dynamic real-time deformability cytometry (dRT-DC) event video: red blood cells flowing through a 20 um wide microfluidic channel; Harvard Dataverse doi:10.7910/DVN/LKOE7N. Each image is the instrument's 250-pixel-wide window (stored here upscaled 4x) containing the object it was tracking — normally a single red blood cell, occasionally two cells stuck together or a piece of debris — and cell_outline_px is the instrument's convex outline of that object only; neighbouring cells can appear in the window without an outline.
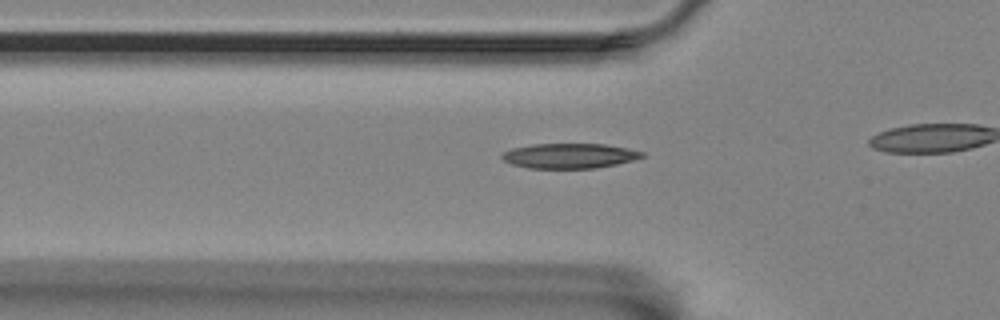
{"species": "Egyptian fruit bat (a non-hibernating species)", "species_latin": "Rousettus aegyptiacus", "temperature_condition": "room temperature", "stored_images_in_passage": 32, "camera_frame_rate_fps": 3000, "um_per_image_px": 0.085, "animal": {"sex": "female"}, "frame": {"image": 1, "passage_image": 15, "time_ms": 4.667, "image_size_px": [1000, 320], "cell_outline_px": [[644, 156], [632, 160], [616, 164], [596, 168], [528, 168], [512, 164], [504, 160], [500, 156], [504, 152], [512, 148], [532, 144], [604, 144], [628, 148], [644, 152]], "centroid_in_image_um": [48.4, 13.24], "position_along_channel_um": 77.4, "area_um2": 20.29}}
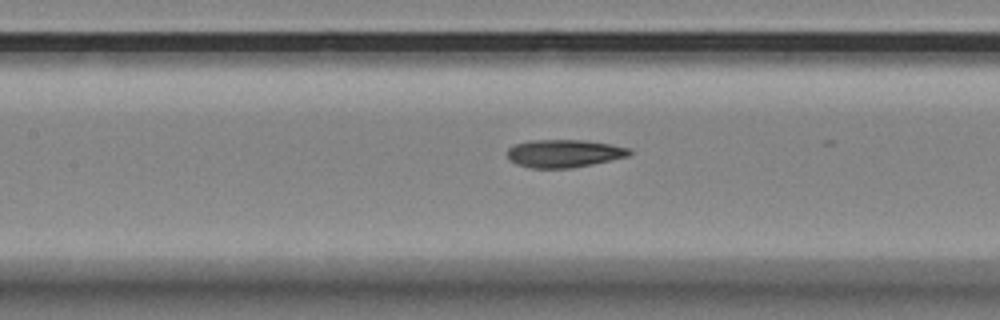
{"frame": {"image": 2, "passage_image": 22, "time_ms": 7.0, "image_size_px": [1000, 320], "cell_outline_px": [[632, 152], [628, 156], [592, 164], [572, 168], [532, 168], [516, 164], [508, 156], [508, 148], [516, 144], [528, 140], [584, 140], [608, 144], [628, 148]], "centroid_in_image_um": [47.92, 13.04], "position_along_channel_um": 159.5, "area_um2": 19.59}}
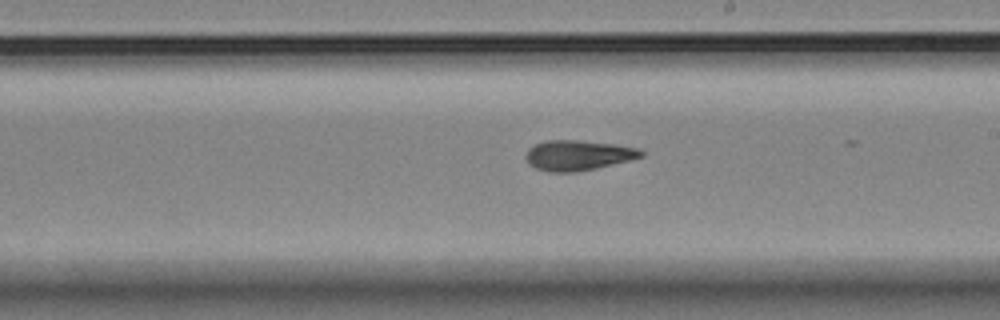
{"frame": {"image": 3, "passage_image": 29, "time_ms": 9.333, "image_size_px": [1000, 320], "cell_outline_px": [[644, 156], [596, 168], [576, 172], [548, 172], [536, 168], [528, 164], [528, 148], [536, 144], [548, 140], [580, 140], [616, 144], [640, 148], [644, 152]], "centroid_in_image_um": [49.17, 13.19], "position_along_channel_um": 239.8, "area_um2": 20.17}}